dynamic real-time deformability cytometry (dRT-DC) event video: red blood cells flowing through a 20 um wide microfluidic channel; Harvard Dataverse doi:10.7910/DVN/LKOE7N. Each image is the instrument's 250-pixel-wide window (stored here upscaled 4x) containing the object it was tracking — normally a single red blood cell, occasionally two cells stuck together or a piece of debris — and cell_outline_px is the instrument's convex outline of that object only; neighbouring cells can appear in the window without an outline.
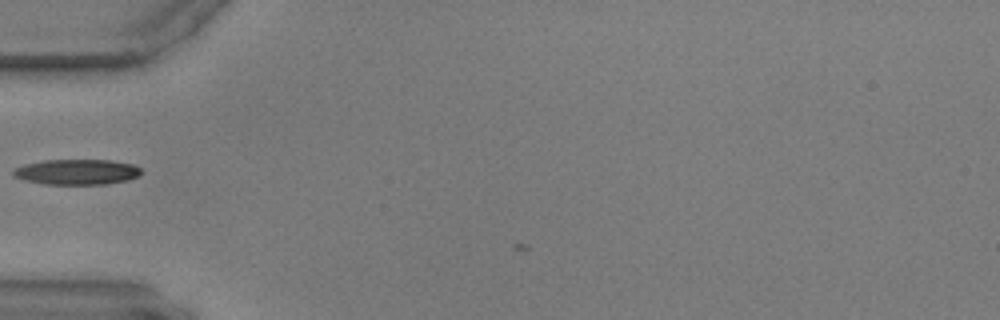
{"species": "common noctule bat (a hibernating species)", "species_latin": "Nyctalus noctula", "temperature_condition": "warm", "stored_images_in_passage": 10, "camera_frame_rate_fps": 3000, "um_per_image_px": 0.085, "animal": {"sex": "male", "body_mass_g": 17.9, "forearm_length_mm": 54.2}, "frame": {"image": 1, "passage_image": 9, "time_ms": 2.667, "image_size_px": [1000, 320], "cell_outline_px": [[140, 176], [128, 180], [104, 184], [44, 184], [24, 180], [12, 176], [12, 172], [16, 168], [24, 164], [44, 160], [108, 160], [132, 164], [140, 168]], "centroid_in_image_um": [6.51, 14.62], "position_along_channel_um": 78.5, "area_um2": 18.9}}